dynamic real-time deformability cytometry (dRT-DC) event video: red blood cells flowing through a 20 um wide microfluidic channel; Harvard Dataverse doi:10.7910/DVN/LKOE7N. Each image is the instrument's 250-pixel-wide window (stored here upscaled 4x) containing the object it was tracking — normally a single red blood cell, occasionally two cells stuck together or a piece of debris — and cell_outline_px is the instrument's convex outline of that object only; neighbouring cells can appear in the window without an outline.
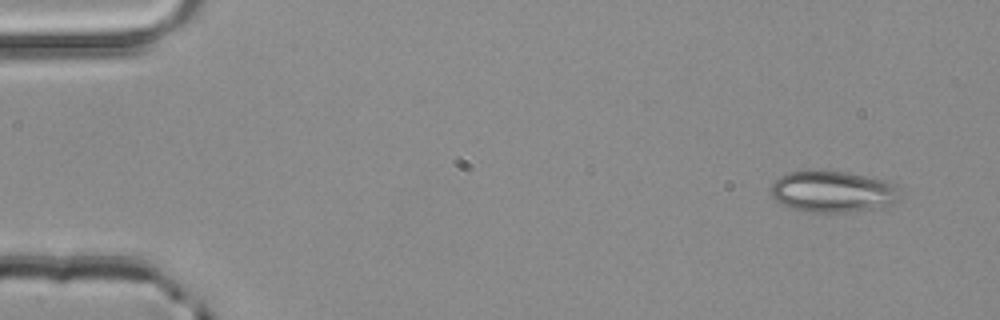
{"species": "common noctule bat (a hibernating species)", "species_latin": "Nyctalus noctula", "temperature_condition": "room temperature", "stored_images_in_passage": 4, "camera_frame_rate_fps": 3000, "um_per_image_px": 0.085, "animal": {"sex": "male", "body_mass_g": 20.4}, "frame": {"image": 1, "passage_image": 1, "time_ms": 0.0, "image_size_px": [1000, 320], "cell_outline_px": [[900, 188], [896, 200], [892, 204], [884, 208], [844, 212], [808, 212], [792, 208], [776, 200], [768, 192], [768, 188], [780, 176], [788, 172], [844, 172], [884, 180], [896, 184]], "centroid_in_image_um": [70.79, 16.31], "position_along_channel_um": 14.2, "area_um2": 30.92}}